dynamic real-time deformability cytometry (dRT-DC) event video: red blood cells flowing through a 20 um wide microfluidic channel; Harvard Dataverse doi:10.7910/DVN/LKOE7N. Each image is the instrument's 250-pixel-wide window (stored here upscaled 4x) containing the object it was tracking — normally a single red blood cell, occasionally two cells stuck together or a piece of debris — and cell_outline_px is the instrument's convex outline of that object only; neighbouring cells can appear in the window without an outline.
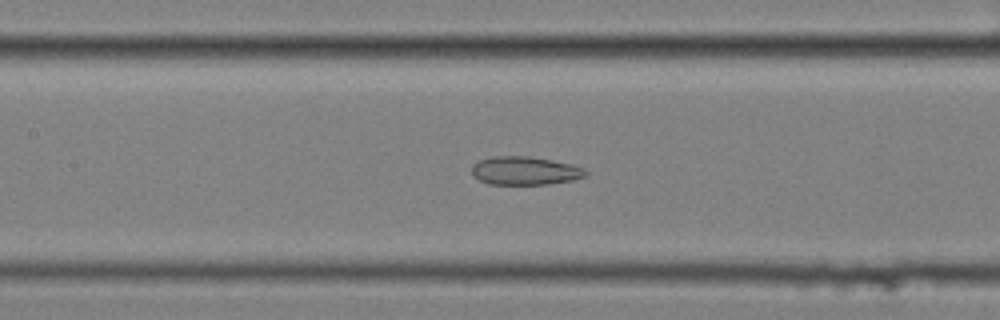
{"species": "common noctule bat (a hibernating species)", "species_latin": "Nyctalus noctula", "temperature_condition": "cold", "stored_images_in_passage": 52, "camera_frame_rate_fps": 3000, "um_per_image_px": 0.085, "animal": {"sex": "female", "body_mass_g": 25.1}, "frame": {"image": 1, "passage_image": 21, "time_ms": 6.667, "image_size_px": [1000, 320], "cell_outline_px": [[588, 172], [584, 176], [572, 180], [548, 184], [488, 184], [472, 176], [472, 164], [480, 160], [492, 156], [528, 156], [552, 160], [572, 164], [584, 168]], "centroid_in_image_um": [44.6, 14.51], "position_along_channel_um": 162.8, "area_um2": 18.84}}
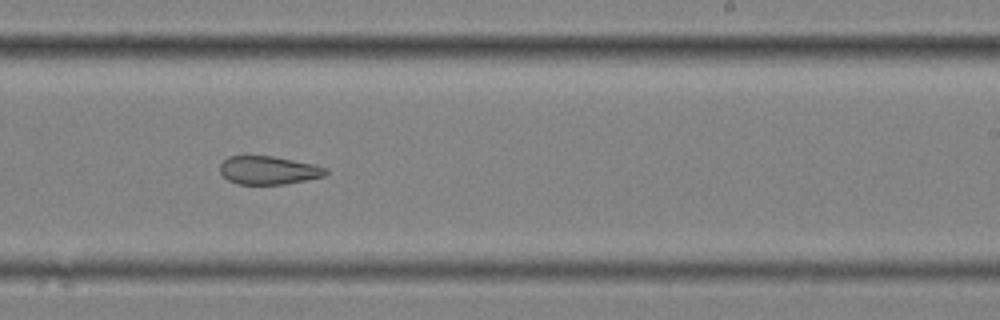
{"frame": {"image": 2, "passage_image": 30, "time_ms": 9.667, "image_size_px": [1000, 320], "cell_outline_px": [[328, 172], [324, 176], [284, 184], [240, 184], [228, 180], [220, 172], [220, 164], [228, 156], [272, 156], [312, 164], [328, 168]], "centroid_in_image_um": [22.81, 14.47], "position_along_channel_um": 266.2, "area_um2": 17.22}}
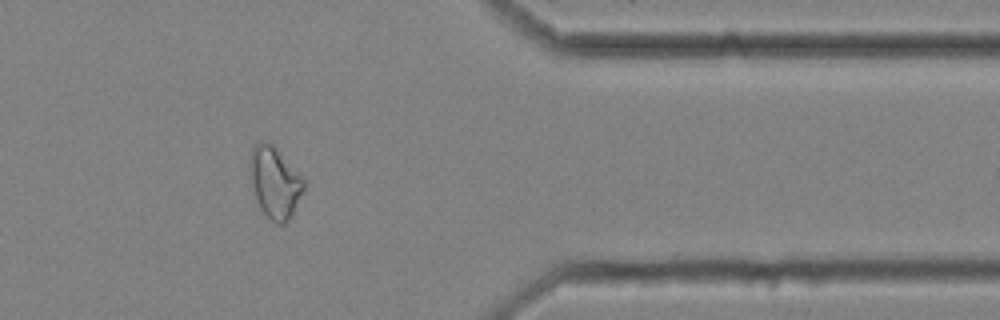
{"frame": {"image": 3, "passage_image": 42, "time_ms": 13.667, "image_size_px": [1000, 320], "cell_outline_px": [[304, 188], [292, 216], [284, 224], [276, 224], [260, 208], [252, 184], [248, 168], [248, 164], [252, 148], [260, 140], [268, 140], [304, 176]], "centroid_in_image_um": [23.36, 15.46], "position_along_channel_um": 388.0, "area_um2": 22.54}, "authors_computed_cell_mechanics": {"area_um2": 22.1374, "velocity_mm_per_s": 3.4574, "shape_relaxation_time_tau1_ms": null, "shape_relaxation_time_tau2_ms": 4.0433, "deformation_change_tau1": null, "deformation_change_tau2": 0.1156}}